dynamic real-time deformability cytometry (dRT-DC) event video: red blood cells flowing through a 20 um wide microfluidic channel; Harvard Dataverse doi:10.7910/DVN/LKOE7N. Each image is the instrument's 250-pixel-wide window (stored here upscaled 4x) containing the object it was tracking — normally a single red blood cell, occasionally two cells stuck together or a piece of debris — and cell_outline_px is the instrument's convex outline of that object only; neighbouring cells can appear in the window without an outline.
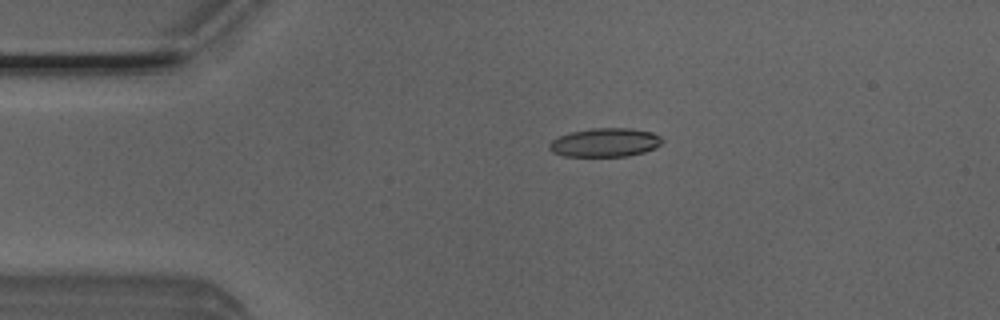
{"species": "Egyptian fruit bat (a non-hibernating species)", "species_latin": "Rousettus aegyptiacus", "temperature_condition": "room temperature", "stored_images_in_passage": 35, "camera_frame_rate_fps": 3000, "um_per_image_px": 0.085, "animal": {"sex": "male"}, "frame": {"image": 1, "passage_image": 2, "time_ms": 0.333, "image_size_px": [1000, 320], "cell_outline_px": [[664, 140], [660, 144], [644, 152], [628, 156], [564, 156], [552, 152], [548, 148], [548, 144], [552, 140], [560, 136], [572, 132], [592, 128], [632, 128], [652, 132], [660, 136]], "centroid_in_image_um": [51.42, 12.11], "position_along_channel_um": 33.6, "area_um2": 18.84}}
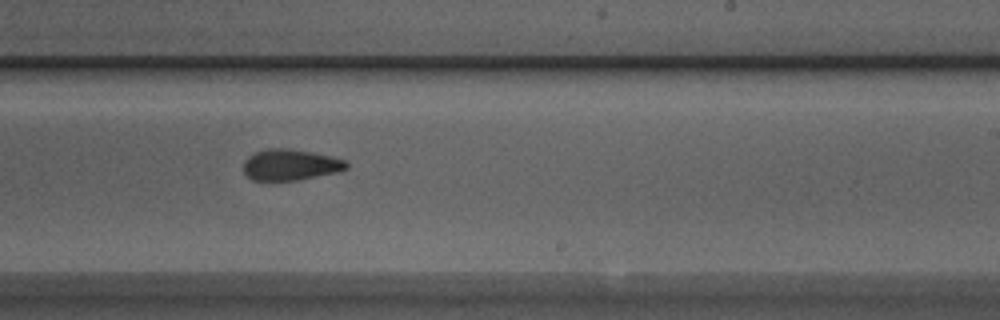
{"frame": {"image": 2, "passage_image": 22, "time_ms": 7.0, "image_size_px": [1000, 320], "cell_outline_px": [[348, 168], [336, 172], [296, 180], [252, 180], [244, 172], [244, 160], [248, 156], [256, 152], [268, 148], [288, 148], [312, 152], [332, 156], [344, 160], [348, 164]], "centroid_in_image_um": [24.67, 13.99], "position_along_channel_um": 264.3, "area_um2": 18.5}}
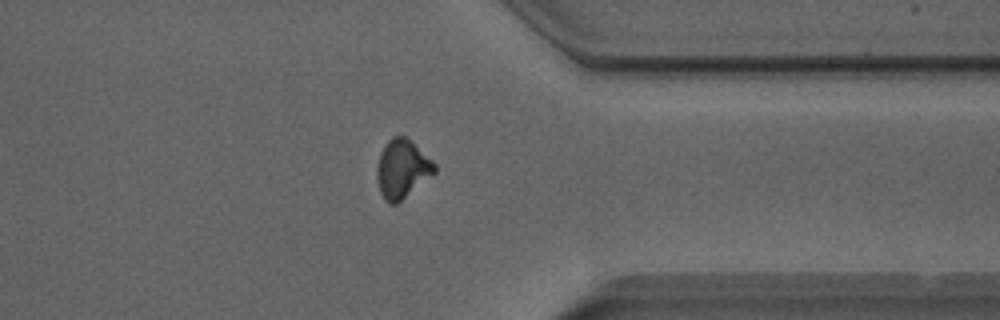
{"frame": {"image": 3, "passage_image": 31, "time_ms": 10.0, "image_size_px": [1000, 320], "cell_outline_px": [[436, 172], [396, 204], [388, 204], [384, 200], [380, 192], [376, 176], [376, 168], [380, 152], [388, 140], [392, 136], [404, 136], [432, 160], [436, 164]], "centroid_in_image_um": [34.15, 14.37], "position_along_channel_um": 377.2, "area_um2": 19.48}, "authors_computed_cell_mechanics": {"area_um2": 19.3052, "velocity_mm_per_s": 4.0318, "shape_relaxation_time_tau1_ms": null, "shape_relaxation_time_tau2_ms": 2.6821, "deformation_change_tau1": null, "deformation_change_tau2": 0.0965}}